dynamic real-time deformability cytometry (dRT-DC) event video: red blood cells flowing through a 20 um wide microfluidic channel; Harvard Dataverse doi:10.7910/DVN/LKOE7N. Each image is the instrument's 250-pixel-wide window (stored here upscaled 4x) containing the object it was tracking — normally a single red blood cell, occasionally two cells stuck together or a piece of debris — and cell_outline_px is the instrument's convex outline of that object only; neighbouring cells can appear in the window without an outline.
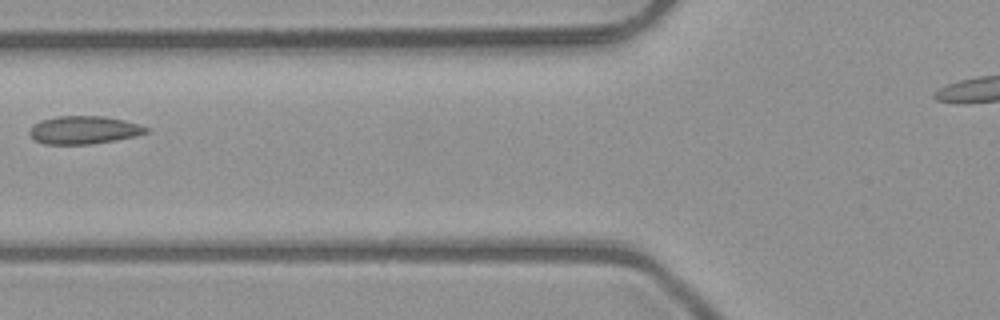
{"species": "common noctule bat (a hibernating species)", "species_latin": "Nyctalus noctula", "temperature_condition": "room temperature", "stored_images_in_passage": 3, "segment_of_instrument_passage": [1, 2], "camera_frame_rate_fps": 3000, "um_per_image_px": 0.085, "animal": {"sex": "male", "body_mass_g": 23.1, "forearm_length_mm": 52.7}, "frame": {"image": 1, "passage_image": 2, "time_ms": 0.333, "image_size_px": [1000, 320], "cell_outline_px": [[148, 132], [136, 136], [116, 140], [88, 144], [44, 144], [36, 140], [28, 132], [32, 124], [40, 120], [56, 116], [104, 116], [124, 120], [140, 124], [148, 128]], "centroid_in_image_um": [7.12, 11.04], "position_along_channel_um": 118.7, "area_um2": 19.07}}